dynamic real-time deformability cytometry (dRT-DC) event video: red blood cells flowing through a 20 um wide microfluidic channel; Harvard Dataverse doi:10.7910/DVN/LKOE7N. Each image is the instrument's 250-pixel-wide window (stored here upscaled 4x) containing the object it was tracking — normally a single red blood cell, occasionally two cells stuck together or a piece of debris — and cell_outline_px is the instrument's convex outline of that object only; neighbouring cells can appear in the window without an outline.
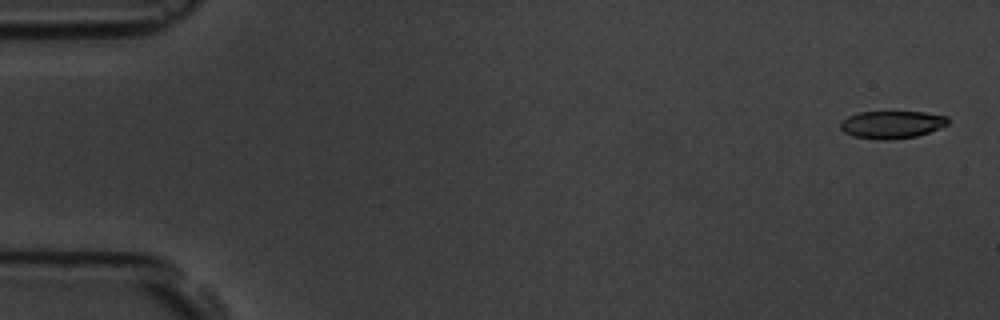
{"species": "common noctule bat (a hibernating species)", "species_latin": "Nyctalus noctula", "temperature_condition": "room temperature", "stored_images_in_passage": 10, "camera_frame_rate_fps": 3000, "um_per_image_px": 0.085, "animal": {"sex": "male", "body_mass_g": 19.5, "forearm_length_mm": 54.6}, "frame": {"image": 1, "passage_image": 1, "time_ms": 0.0, "image_size_px": [1000, 320], "cell_outline_px": [[948, 124], [928, 132], [916, 136], [884, 140], [852, 136], [844, 132], [840, 128], [840, 120], [848, 116], [860, 112], [924, 112], [948, 116]], "centroid_in_image_um": [75.77, 10.58], "position_along_channel_um": 9.2, "area_um2": 17.17}}
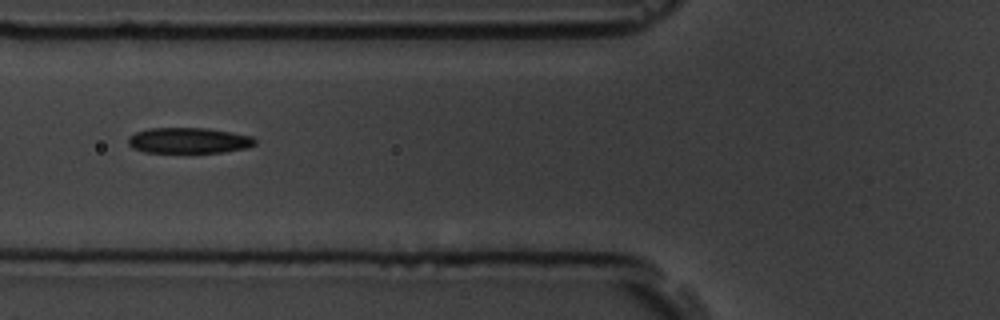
{"frame": {"image": 2, "passage_image": 7, "time_ms": 6.667, "image_size_px": [1000, 320], "cell_outline_px": [[256, 144], [244, 148], [224, 152], [144, 152], [132, 148], [128, 144], [128, 136], [136, 132], [148, 128], [208, 128], [232, 132], [252, 136], [256, 140]], "centroid_in_image_um": [16.02, 11.93], "position_along_channel_um": 109.8, "area_um2": 19.02}}
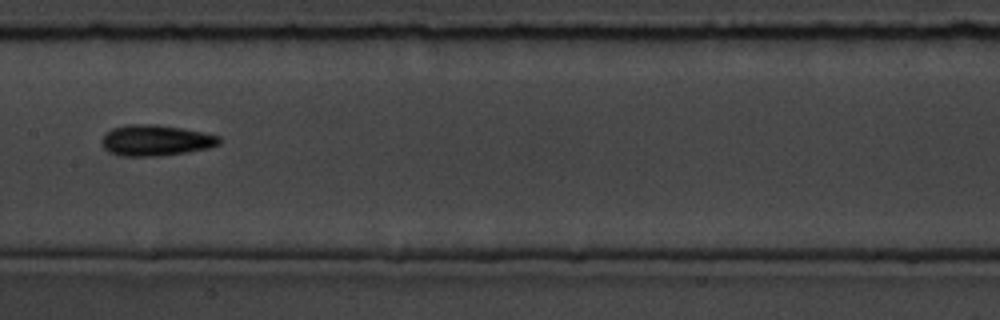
{"frame": {"image": 3, "passage_image": 9, "time_ms": 9.0, "image_size_px": [1000, 320], "cell_outline_px": [[220, 144], [208, 148], [188, 152], [156, 156], [120, 156], [108, 152], [104, 148], [100, 140], [104, 132], [112, 128], [128, 124], [156, 124], [184, 128], [204, 132], [220, 136]], "centroid_in_image_um": [13.2, 11.92], "position_along_channel_um": 194.2, "area_um2": 21.5}}